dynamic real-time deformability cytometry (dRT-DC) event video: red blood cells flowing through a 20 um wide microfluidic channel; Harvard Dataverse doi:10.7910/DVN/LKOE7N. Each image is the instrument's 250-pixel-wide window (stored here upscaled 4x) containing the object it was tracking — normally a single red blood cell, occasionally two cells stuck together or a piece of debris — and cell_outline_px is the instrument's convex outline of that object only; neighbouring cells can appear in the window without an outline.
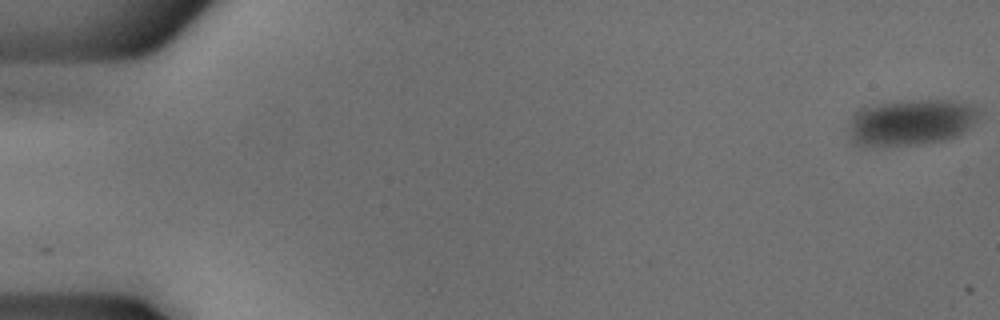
{"species": "common noctule bat (a hibernating species)", "species_latin": "Nyctalus noctula", "temperature_condition": "cold", "stored_images_in_passage": 54, "camera_frame_rate_fps": 3000, "um_per_image_px": 0.085, "animal": {"sex": "male", "body_mass_g": 18.8}, "frame": {"image": 1, "passage_image": 1, "time_ms": 0.0, "image_size_px": [1000, 320], "cell_outline_px": [[984, 112], [980, 120], [956, 136], [944, 140], [920, 144], [864, 148], [860, 148], [852, 140], [848, 132], [848, 128], [852, 116], [860, 108], [900, 100], [952, 100], [980, 104]], "centroid_in_image_um": [77.51, 10.39], "position_along_channel_um": 7.5, "area_um2": 36.36}}
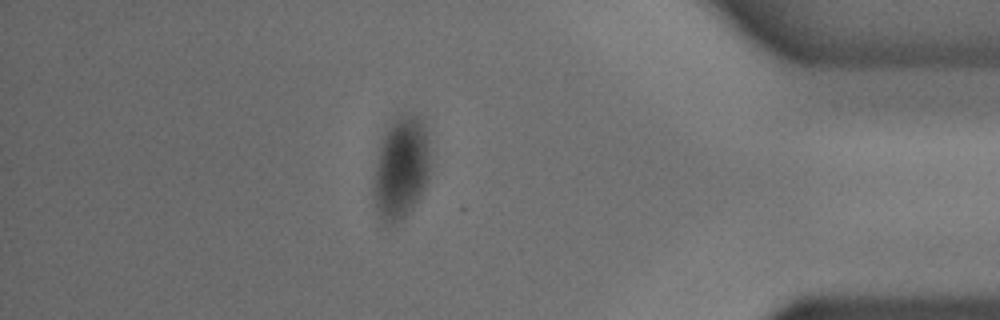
{"frame": {"image": 2, "passage_image": 47, "time_ms": 15.333, "image_size_px": [1000, 320], "cell_outline_px": [[428, 180], [420, 196], [412, 208], [404, 216], [392, 224], [384, 224], [380, 220], [372, 196], [372, 188], [376, 160], [380, 136], [392, 116], [396, 112], [412, 112], [420, 116], [428, 132]], "centroid_in_image_um": [34.04, 14.16], "position_along_channel_um": 401.2, "area_um2": 35.03}}
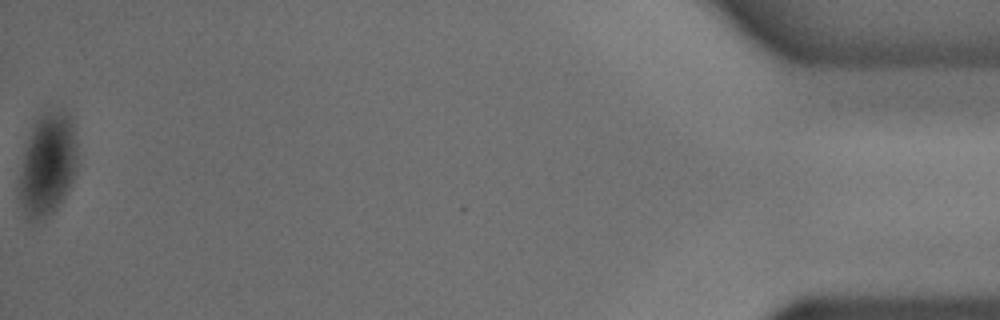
{"frame": {"image": 3, "passage_image": 54, "time_ms": 17.667, "image_size_px": [1000, 320], "cell_outline_px": [[76, 164], [72, 180], [68, 188], [56, 208], [40, 224], [32, 224], [24, 216], [16, 196], [16, 192], [24, 152], [32, 124], [44, 108], [64, 108], [68, 112], [72, 120], [76, 144]], "centroid_in_image_um": [3.98, 13.98], "position_along_channel_um": 431.2, "area_um2": 36.07}}